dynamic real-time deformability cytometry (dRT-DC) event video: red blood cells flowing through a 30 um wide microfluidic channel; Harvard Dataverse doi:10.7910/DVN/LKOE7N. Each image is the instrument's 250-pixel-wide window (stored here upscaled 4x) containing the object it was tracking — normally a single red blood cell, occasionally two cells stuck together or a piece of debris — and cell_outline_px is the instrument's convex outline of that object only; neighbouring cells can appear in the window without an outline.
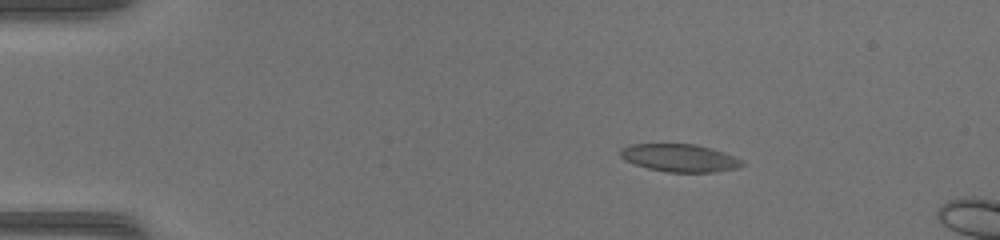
{"species": "common noctule bat (a hibernating species)", "species_latin": "Nyctalus noctula", "temperature_condition": "warm", "stored_images_in_passage": 6, "camera_frame_rate_fps": 3000, "um_per_image_px": 0.085, "animal": {"sex": "female", "body_mass_g": 17.0, "forearm_length_mm": 48.0}, "frame": {"image": 1, "passage_image": 1, "time_ms": 0.0, "image_size_px": [1000, 240], "cell_outline_px": [[744, 164], [736, 168], [712, 172], [668, 172], [648, 168], [624, 160], [620, 156], [620, 148], [632, 144], [696, 144], [712, 148], [736, 156]], "centroid_in_image_um": [57.76, 13.41], "position_along_channel_um": 27.2, "area_um2": 19.59}}